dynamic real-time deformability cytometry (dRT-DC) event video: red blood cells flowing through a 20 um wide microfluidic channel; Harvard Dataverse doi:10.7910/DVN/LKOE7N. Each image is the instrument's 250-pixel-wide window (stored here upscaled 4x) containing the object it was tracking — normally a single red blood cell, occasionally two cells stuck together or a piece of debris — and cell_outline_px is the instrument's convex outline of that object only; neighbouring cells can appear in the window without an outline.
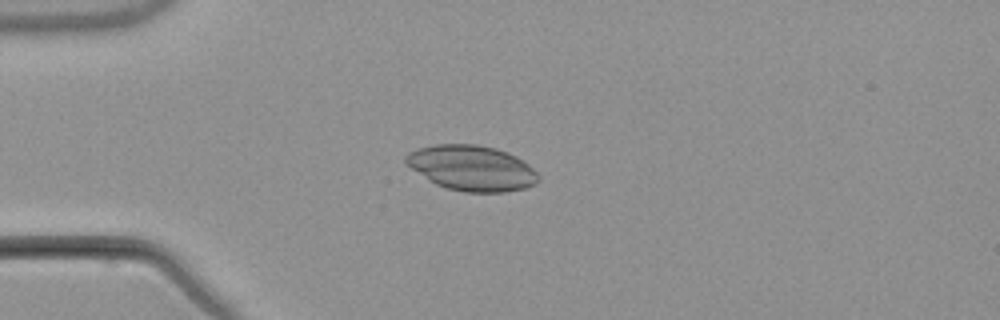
{"species": "common noctule bat (a hibernating species)", "species_latin": "Nyctalus noctula", "temperature_condition": "warm", "stored_images_in_passage": 5, "camera_frame_rate_fps": 3000, "um_per_image_px": 0.085, "animal": {"sex": "male", "body_mass_g": 21.5, "forearm_length_mm": 52.0}, "frame": {"image": 1, "passage_image": 3, "time_ms": 2.333, "image_size_px": [1000, 320], "cell_outline_px": [[540, 180], [536, 184], [524, 188], [504, 192], [464, 192], [448, 188], [436, 184], [428, 180], [412, 168], [404, 160], [404, 156], [408, 152], [416, 148], [436, 144], [476, 144], [496, 148], [508, 152], [516, 156], [528, 164], [540, 176]], "centroid_in_image_um": [40.11, 14.27], "position_along_channel_um": 44.9, "area_um2": 35.08}}